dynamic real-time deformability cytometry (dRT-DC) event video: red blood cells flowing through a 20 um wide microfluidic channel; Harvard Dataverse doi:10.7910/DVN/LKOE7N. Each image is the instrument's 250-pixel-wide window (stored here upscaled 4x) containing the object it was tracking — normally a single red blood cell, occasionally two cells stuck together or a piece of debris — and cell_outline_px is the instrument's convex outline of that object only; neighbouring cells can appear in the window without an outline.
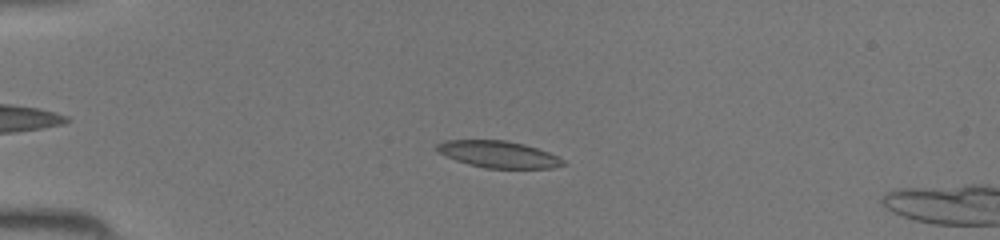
{"species": "common noctule bat (a hibernating species)", "species_latin": "Nyctalus noctula", "temperature_condition": "room temperature", "stored_images_in_passage": 44, "camera_frame_rate_fps": 3000, "um_per_image_px": 0.085, "animal": {"sex": "female", "body_mass_g": 19.5, "forearm_length_mm": 54.1}, "frame": {"image": 1, "passage_image": 11, "time_ms": 3.333, "image_size_px": [1000, 240], "cell_outline_px": [[568, 164], [552, 168], [484, 168], [468, 164], [444, 156], [436, 152], [432, 148], [436, 144], [444, 140], [504, 140], [524, 144], [548, 152], [564, 160]], "centroid_in_image_um": [42.3, 13.11], "position_along_channel_um": 42.7, "area_um2": 19.88}}
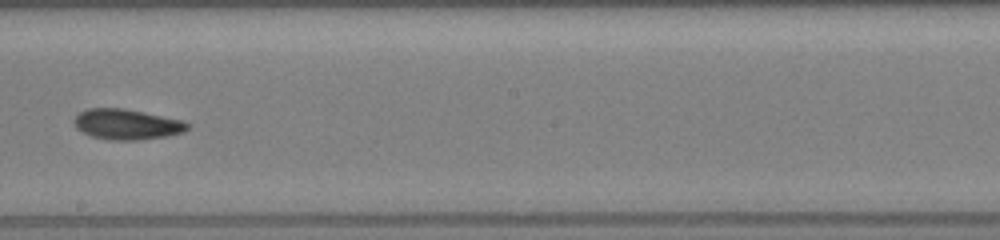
{"frame": {"image": 2, "passage_image": 26, "time_ms": 8.333, "image_size_px": [1000, 240], "cell_outline_px": [[192, 124], [184, 132], [168, 136], [140, 140], [108, 140], [92, 136], [76, 128], [72, 120], [80, 112], [88, 108], [124, 108], [184, 120]], "centroid_in_image_um": [10.81, 10.57], "position_along_channel_um": 237.4, "area_um2": 20.35}}
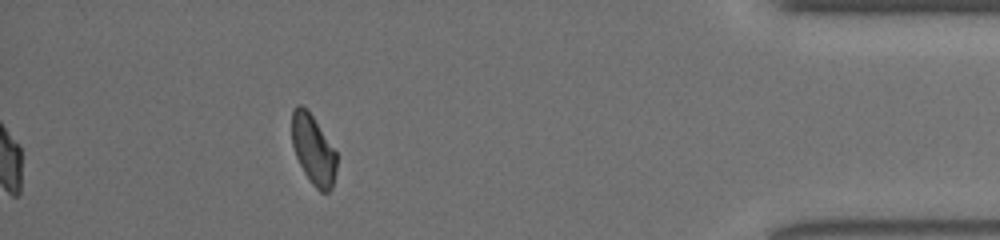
{"frame": {"image": 3, "passage_image": 40, "time_ms": 13.0, "image_size_px": [1000, 240], "cell_outline_px": [[336, 168], [332, 188], [328, 192], [320, 192], [312, 184], [304, 172], [296, 156], [292, 144], [292, 108], [296, 104], [300, 104], [308, 108], [336, 152]], "centroid_in_image_um": [26.61, 12.68], "position_along_channel_um": 408.6, "area_um2": 18.21}}